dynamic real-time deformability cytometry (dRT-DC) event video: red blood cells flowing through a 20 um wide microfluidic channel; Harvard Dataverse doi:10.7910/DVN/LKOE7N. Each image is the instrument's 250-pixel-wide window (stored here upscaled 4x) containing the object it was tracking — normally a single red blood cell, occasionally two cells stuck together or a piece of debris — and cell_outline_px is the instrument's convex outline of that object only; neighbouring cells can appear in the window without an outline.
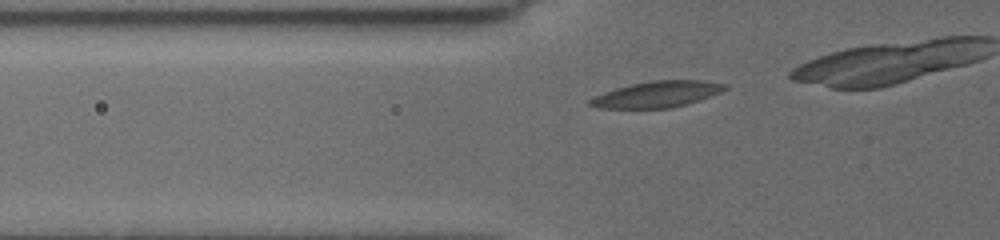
{"species": "common noctule bat (a hibernating species)", "species_latin": "Nyctalus noctula", "temperature_condition": "cold", "stored_images_in_passage": 28, "camera_frame_rate_fps": 3000, "um_per_image_px": 0.085, "animal": {"sex": "female", "body_mass_g": 19.5, "forearm_length_mm": 54.1}, "frame": {"image": 1, "passage_image": 2, "time_ms": 0.333, "image_size_px": [1000, 240], "cell_outline_px": [[728, 88], [720, 92], [700, 100], [668, 108], [596, 108], [588, 104], [588, 100], [604, 92], [616, 88], [632, 84], [652, 80], [704, 80], [728, 84]], "centroid_in_image_um": [55.86, 8.0], "position_along_channel_um": 69.9, "area_um2": 20.46}}
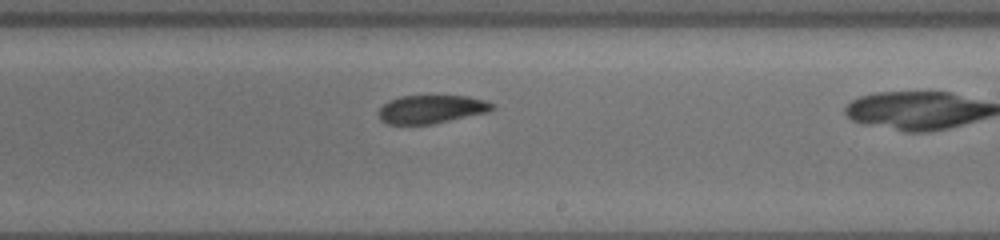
{"frame": {"image": 2, "passage_image": 18, "time_ms": 5.333, "image_size_px": [1000, 240], "cell_outline_px": [[496, 108], [488, 112], [428, 124], [388, 124], [380, 120], [380, 108], [388, 100], [400, 96], [468, 96], [484, 100], [496, 104]], "centroid_in_image_um": [36.68, 9.27], "position_along_channel_um": 252.3, "area_um2": 18.55}}
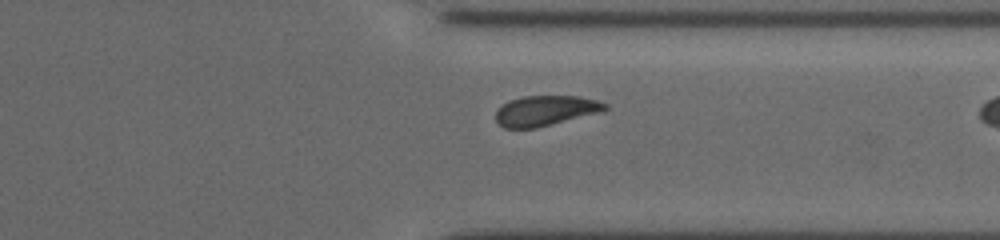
{"frame": {"image": 3, "passage_image": 27, "time_ms": 8.333, "image_size_px": [1000, 240], "cell_outline_px": [[608, 108], [604, 112], [536, 128], [504, 128], [496, 120], [496, 112], [508, 100], [524, 96], [580, 96], [596, 100], [608, 104]], "centroid_in_image_um": [46.42, 9.41], "position_along_channel_um": 365.0, "area_um2": 19.36}}